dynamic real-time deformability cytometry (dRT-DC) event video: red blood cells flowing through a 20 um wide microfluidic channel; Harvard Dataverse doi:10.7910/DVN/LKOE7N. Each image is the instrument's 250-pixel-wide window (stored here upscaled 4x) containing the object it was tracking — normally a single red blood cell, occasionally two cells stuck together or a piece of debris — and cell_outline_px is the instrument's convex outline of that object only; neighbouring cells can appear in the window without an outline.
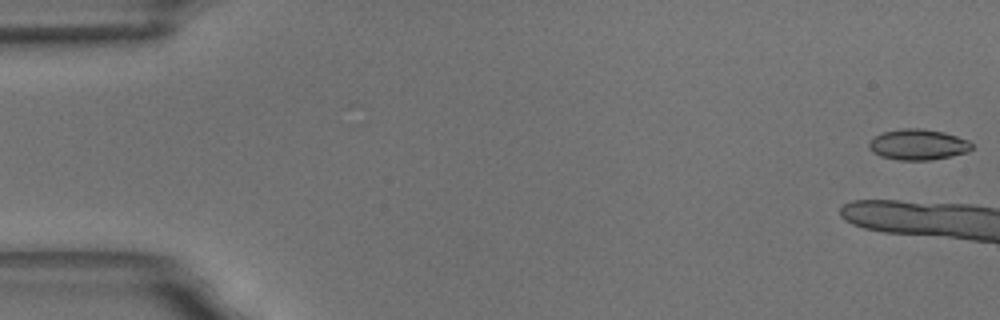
{"species": "common noctule bat (a hibernating species)", "species_latin": "Nyctalus noctula", "temperature_condition": "room temperature", "stored_images_in_passage": 8, "camera_frame_rate_fps": 3000, "um_per_image_px": 0.085, "animal": {"sex": "male", "body_mass_g": 18.8}, "frame": {"image": 1, "passage_image": 1, "time_ms": 0.0, "image_size_px": [1000, 320], "cell_outline_px": [[972, 148], [968, 152], [932, 160], [900, 160], [880, 156], [872, 152], [868, 144], [876, 136], [884, 132], [904, 128], [920, 128], [944, 132], [968, 140], [972, 144]], "centroid_in_image_um": [78.05, 12.29], "position_along_channel_um": 6.9, "area_um2": 18.26}}